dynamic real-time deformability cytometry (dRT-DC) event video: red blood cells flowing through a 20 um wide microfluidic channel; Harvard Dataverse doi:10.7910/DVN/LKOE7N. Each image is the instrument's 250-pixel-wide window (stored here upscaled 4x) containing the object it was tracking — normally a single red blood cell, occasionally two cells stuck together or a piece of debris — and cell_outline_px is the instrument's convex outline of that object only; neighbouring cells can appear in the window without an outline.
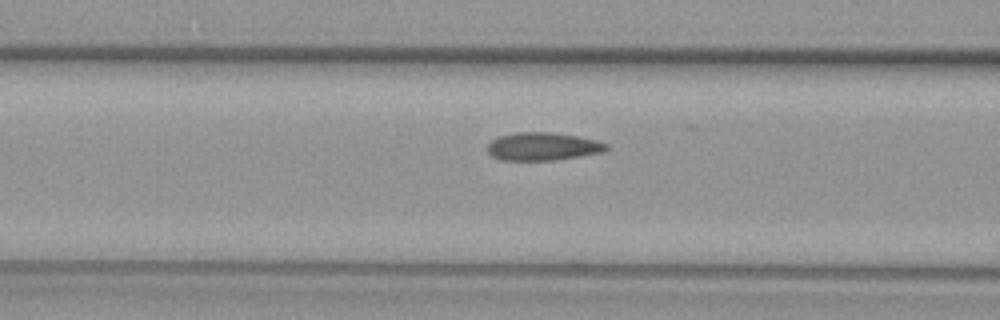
{"species": "common noctule bat (a hibernating species)", "species_latin": "Nyctalus noctula", "temperature_condition": "warm", "stored_images_in_passage": 9, "camera_frame_rate_fps": 3000, "um_per_image_px": 0.085, "animal": {"sex": "female", "body_mass_g": 29.2, "forearm_length_mm": 56.3}, "frame": {"image": 1, "passage_image": 8, "time_ms": 2.333, "image_size_px": [1000, 320], "cell_outline_px": [[608, 148], [604, 152], [580, 156], [552, 160], [500, 160], [492, 156], [488, 152], [488, 144], [492, 140], [500, 136], [516, 132], [552, 132], [576, 136], [596, 140], [608, 144]], "centroid_in_image_um": [46.14, 12.45], "position_along_channel_um": 120.5, "area_um2": 19.31}}